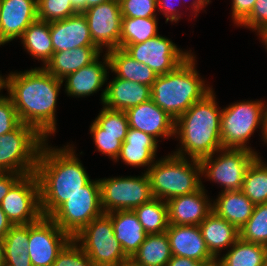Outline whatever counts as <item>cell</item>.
I'll return each mask as SVG.
<instances>
[{"label":"cell","mask_w":267,"mask_h":266,"mask_svg":"<svg viewBox=\"0 0 267 266\" xmlns=\"http://www.w3.org/2000/svg\"><path fill=\"white\" fill-rule=\"evenodd\" d=\"M205 266H219V264L217 261H215V262L208 264V265H205Z\"/></svg>","instance_id":"6f0895ef"},{"label":"cell","mask_w":267,"mask_h":266,"mask_svg":"<svg viewBox=\"0 0 267 266\" xmlns=\"http://www.w3.org/2000/svg\"><path fill=\"white\" fill-rule=\"evenodd\" d=\"M0 266H5L4 239L0 238Z\"/></svg>","instance_id":"f5cc1de1"},{"label":"cell","mask_w":267,"mask_h":266,"mask_svg":"<svg viewBox=\"0 0 267 266\" xmlns=\"http://www.w3.org/2000/svg\"><path fill=\"white\" fill-rule=\"evenodd\" d=\"M218 195L212 203L213 212L240 230L251 217L254 203L242 190L221 191Z\"/></svg>","instance_id":"484cf974"},{"label":"cell","mask_w":267,"mask_h":266,"mask_svg":"<svg viewBox=\"0 0 267 266\" xmlns=\"http://www.w3.org/2000/svg\"><path fill=\"white\" fill-rule=\"evenodd\" d=\"M49 29L54 53L77 47L96 46L82 12L60 21L50 22Z\"/></svg>","instance_id":"ffe728a7"},{"label":"cell","mask_w":267,"mask_h":266,"mask_svg":"<svg viewBox=\"0 0 267 266\" xmlns=\"http://www.w3.org/2000/svg\"><path fill=\"white\" fill-rule=\"evenodd\" d=\"M199 228L208 250L216 259L223 249L230 248L240 238L239 230L213 211L199 224Z\"/></svg>","instance_id":"cb8c5ba5"},{"label":"cell","mask_w":267,"mask_h":266,"mask_svg":"<svg viewBox=\"0 0 267 266\" xmlns=\"http://www.w3.org/2000/svg\"><path fill=\"white\" fill-rule=\"evenodd\" d=\"M256 0H232V20L240 25L251 13Z\"/></svg>","instance_id":"ee69618b"},{"label":"cell","mask_w":267,"mask_h":266,"mask_svg":"<svg viewBox=\"0 0 267 266\" xmlns=\"http://www.w3.org/2000/svg\"><path fill=\"white\" fill-rule=\"evenodd\" d=\"M267 104V103H266ZM262 141L267 144V106L264 111L263 128H262Z\"/></svg>","instance_id":"816d5d0a"},{"label":"cell","mask_w":267,"mask_h":266,"mask_svg":"<svg viewBox=\"0 0 267 266\" xmlns=\"http://www.w3.org/2000/svg\"><path fill=\"white\" fill-rule=\"evenodd\" d=\"M0 74V89H6L19 121L32 126L44 139L55 134L57 97L62 80L43 67Z\"/></svg>","instance_id":"6da1fadb"},{"label":"cell","mask_w":267,"mask_h":266,"mask_svg":"<svg viewBox=\"0 0 267 266\" xmlns=\"http://www.w3.org/2000/svg\"><path fill=\"white\" fill-rule=\"evenodd\" d=\"M146 173L153 197L164 201L193 193L203 185L200 160H190L173 153L156 160Z\"/></svg>","instance_id":"5b68a950"},{"label":"cell","mask_w":267,"mask_h":266,"mask_svg":"<svg viewBox=\"0 0 267 266\" xmlns=\"http://www.w3.org/2000/svg\"><path fill=\"white\" fill-rule=\"evenodd\" d=\"M216 153L200 160L202 176L221 185L223 192L241 190L247 169L259 155L233 148H222Z\"/></svg>","instance_id":"8fae6325"},{"label":"cell","mask_w":267,"mask_h":266,"mask_svg":"<svg viewBox=\"0 0 267 266\" xmlns=\"http://www.w3.org/2000/svg\"><path fill=\"white\" fill-rule=\"evenodd\" d=\"M210 2L211 0H193L191 3V8L194 12H191L197 17V13H199L201 10H204V7L207 6V4H210Z\"/></svg>","instance_id":"f907efd6"},{"label":"cell","mask_w":267,"mask_h":266,"mask_svg":"<svg viewBox=\"0 0 267 266\" xmlns=\"http://www.w3.org/2000/svg\"><path fill=\"white\" fill-rule=\"evenodd\" d=\"M157 17H122L120 49L126 45L142 43L158 35Z\"/></svg>","instance_id":"836d02e7"},{"label":"cell","mask_w":267,"mask_h":266,"mask_svg":"<svg viewBox=\"0 0 267 266\" xmlns=\"http://www.w3.org/2000/svg\"><path fill=\"white\" fill-rule=\"evenodd\" d=\"M212 89L175 120V138L181 144L174 155L201 160L222 149L221 113ZM187 155V156H186Z\"/></svg>","instance_id":"3957f363"},{"label":"cell","mask_w":267,"mask_h":266,"mask_svg":"<svg viewBox=\"0 0 267 266\" xmlns=\"http://www.w3.org/2000/svg\"><path fill=\"white\" fill-rule=\"evenodd\" d=\"M77 13L71 0H37V18L41 21H60Z\"/></svg>","instance_id":"74e56055"},{"label":"cell","mask_w":267,"mask_h":266,"mask_svg":"<svg viewBox=\"0 0 267 266\" xmlns=\"http://www.w3.org/2000/svg\"><path fill=\"white\" fill-rule=\"evenodd\" d=\"M52 266H96L81 247L71 239L58 253Z\"/></svg>","instance_id":"f35d334b"},{"label":"cell","mask_w":267,"mask_h":266,"mask_svg":"<svg viewBox=\"0 0 267 266\" xmlns=\"http://www.w3.org/2000/svg\"><path fill=\"white\" fill-rule=\"evenodd\" d=\"M133 211L147 234H161L168 229V206L166 201L152 198Z\"/></svg>","instance_id":"d6a6232c"},{"label":"cell","mask_w":267,"mask_h":266,"mask_svg":"<svg viewBox=\"0 0 267 266\" xmlns=\"http://www.w3.org/2000/svg\"><path fill=\"white\" fill-rule=\"evenodd\" d=\"M21 39L24 49L43 65L51 59L54 53L49 22L36 20L24 31Z\"/></svg>","instance_id":"4dcf8cb0"},{"label":"cell","mask_w":267,"mask_h":266,"mask_svg":"<svg viewBox=\"0 0 267 266\" xmlns=\"http://www.w3.org/2000/svg\"><path fill=\"white\" fill-rule=\"evenodd\" d=\"M6 43L8 42L3 38L2 31H1V12H0V46L5 45Z\"/></svg>","instance_id":"11a10c76"},{"label":"cell","mask_w":267,"mask_h":266,"mask_svg":"<svg viewBox=\"0 0 267 266\" xmlns=\"http://www.w3.org/2000/svg\"><path fill=\"white\" fill-rule=\"evenodd\" d=\"M93 43L103 52L120 48L122 15L119 0H110L82 11Z\"/></svg>","instance_id":"9a60e30c"},{"label":"cell","mask_w":267,"mask_h":266,"mask_svg":"<svg viewBox=\"0 0 267 266\" xmlns=\"http://www.w3.org/2000/svg\"><path fill=\"white\" fill-rule=\"evenodd\" d=\"M101 207L104 213L133 211L153 197L146 172L140 176L99 179Z\"/></svg>","instance_id":"30bf717a"},{"label":"cell","mask_w":267,"mask_h":266,"mask_svg":"<svg viewBox=\"0 0 267 266\" xmlns=\"http://www.w3.org/2000/svg\"><path fill=\"white\" fill-rule=\"evenodd\" d=\"M239 232L242 240L267 247V203L254 206L251 217Z\"/></svg>","instance_id":"8d00e7d4"},{"label":"cell","mask_w":267,"mask_h":266,"mask_svg":"<svg viewBox=\"0 0 267 266\" xmlns=\"http://www.w3.org/2000/svg\"><path fill=\"white\" fill-rule=\"evenodd\" d=\"M241 190L254 205L267 203V163L260 155L247 169Z\"/></svg>","instance_id":"e575fe53"},{"label":"cell","mask_w":267,"mask_h":266,"mask_svg":"<svg viewBox=\"0 0 267 266\" xmlns=\"http://www.w3.org/2000/svg\"><path fill=\"white\" fill-rule=\"evenodd\" d=\"M103 213L99 179H95L61 204L49 218L73 238L94 218Z\"/></svg>","instance_id":"9c48e42d"},{"label":"cell","mask_w":267,"mask_h":266,"mask_svg":"<svg viewBox=\"0 0 267 266\" xmlns=\"http://www.w3.org/2000/svg\"><path fill=\"white\" fill-rule=\"evenodd\" d=\"M158 141L151 135L134 128H128L125 140L122 142L120 153L114 162H121L132 167H148L156 162Z\"/></svg>","instance_id":"603a6c76"},{"label":"cell","mask_w":267,"mask_h":266,"mask_svg":"<svg viewBox=\"0 0 267 266\" xmlns=\"http://www.w3.org/2000/svg\"><path fill=\"white\" fill-rule=\"evenodd\" d=\"M195 57L192 53L174 71L158 75L151 86L153 102L175 120L213 89L196 70Z\"/></svg>","instance_id":"277c9868"},{"label":"cell","mask_w":267,"mask_h":266,"mask_svg":"<svg viewBox=\"0 0 267 266\" xmlns=\"http://www.w3.org/2000/svg\"><path fill=\"white\" fill-rule=\"evenodd\" d=\"M101 90L103 106L120 111H127L151 99V86L124 80L118 77Z\"/></svg>","instance_id":"7402d4cb"},{"label":"cell","mask_w":267,"mask_h":266,"mask_svg":"<svg viewBox=\"0 0 267 266\" xmlns=\"http://www.w3.org/2000/svg\"><path fill=\"white\" fill-rule=\"evenodd\" d=\"M1 31L7 42L21 38L37 18V0H0Z\"/></svg>","instance_id":"44dd1931"},{"label":"cell","mask_w":267,"mask_h":266,"mask_svg":"<svg viewBox=\"0 0 267 266\" xmlns=\"http://www.w3.org/2000/svg\"><path fill=\"white\" fill-rule=\"evenodd\" d=\"M129 128L151 135L158 142L159 137L175 136V119L156 105L152 99L125 111Z\"/></svg>","instance_id":"2e32d148"},{"label":"cell","mask_w":267,"mask_h":266,"mask_svg":"<svg viewBox=\"0 0 267 266\" xmlns=\"http://www.w3.org/2000/svg\"><path fill=\"white\" fill-rule=\"evenodd\" d=\"M47 142L46 140L40 148L35 171L39 181L43 217H49L92 180L72 144L55 148Z\"/></svg>","instance_id":"7a4b0ae2"},{"label":"cell","mask_w":267,"mask_h":266,"mask_svg":"<svg viewBox=\"0 0 267 266\" xmlns=\"http://www.w3.org/2000/svg\"><path fill=\"white\" fill-rule=\"evenodd\" d=\"M217 262L219 266H267V247L239 238Z\"/></svg>","instance_id":"f546056e"},{"label":"cell","mask_w":267,"mask_h":266,"mask_svg":"<svg viewBox=\"0 0 267 266\" xmlns=\"http://www.w3.org/2000/svg\"><path fill=\"white\" fill-rule=\"evenodd\" d=\"M122 17H157V0H119Z\"/></svg>","instance_id":"ab89813d"},{"label":"cell","mask_w":267,"mask_h":266,"mask_svg":"<svg viewBox=\"0 0 267 266\" xmlns=\"http://www.w3.org/2000/svg\"><path fill=\"white\" fill-rule=\"evenodd\" d=\"M100 53L103 52L97 46L77 47L59 51L53 53L51 59L42 67L56 78L62 80L68 74L92 63Z\"/></svg>","instance_id":"d4e9b609"},{"label":"cell","mask_w":267,"mask_h":266,"mask_svg":"<svg viewBox=\"0 0 267 266\" xmlns=\"http://www.w3.org/2000/svg\"><path fill=\"white\" fill-rule=\"evenodd\" d=\"M22 174L0 172V204L11 187L22 177Z\"/></svg>","instance_id":"bcb514c9"},{"label":"cell","mask_w":267,"mask_h":266,"mask_svg":"<svg viewBox=\"0 0 267 266\" xmlns=\"http://www.w3.org/2000/svg\"><path fill=\"white\" fill-rule=\"evenodd\" d=\"M20 123L11 99L8 96L0 94V136L11 132Z\"/></svg>","instance_id":"60d3db41"},{"label":"cell","mask_w":267,"mask_h":266,"mask_svg":"<svg viewBox=\"0 0 267 266\" xmlns=\"http://www.w3.org/2000/svg\"><path fill=\"white\" fill-rule=\"evenodd\" d=\"M72 238L49 217L29 224L28 254L32 266H52Z\"/></svg>","instance_id":"5bb4252c"},{"label":"cell","mask_w":267,"mask_h":266,"mask_svg":"<svg viewBox=\"0 0 267 266\" xmlns=\"http://www.w3.org/2000/svg\"><path fill=\"white\" fill-rule=\"evenodd\" d=\"M100 54L92 63L80 68L78 71L68 74L62 82H65V93L72 97H85L97 93L108 80L109 58L105 53L100 60ZM108 70V71H107Z\"/></svg>","instance_id":"d6986e66"},{"label":"cell","mask_w":267,"mask_h":266,"mask_svg":"<svg viewBox=\"0 0 267 266\" xmlns=\"http://www.w3.org/2000/svg\"><path fill=\"white\" fill-rule=\"evenodd\" d=\"M12 226V223L0 207V238H4Z\"/></svg>","instance_id":"681fc988"},{"label":"cell","mask_w":267,"mask_h":266,"mask_svg":"<svg viewBox=\"0 0 267 266\" xmlns=\"http://www.w3.org/2000/svg\"><path fill=\"white\" fill-rule=\"evenodd\" d=\"M0 207L12 225L38 222L43 215L36 173L22 176L3 198Z\"/></svg>","instance_id":"7c38bea8"},{"label":"cell","mask_w":267,"mask_h":266,"mask_svg":"<svg viewBox=\"0 0 267 266\" xmlns=\"http://www.w3.org/2000/svg\"><path fill=\"white\" fill-rule=\"evenodd\" d=\"M106 54L109 58V70L116 77L148 86L156 81L158 75L151 68L130 57L123 49H112Z\"/></svg>","instance_id":"83f0119b"},{"label":"cell","mask_w":267,"mask_h":266,"mask_svg":"<svg viewBox=\"0 0 267 266\" xmlns=\"http://www.w3.org/2000/svg\"><path fill=\"white\" fill-rule=\"evenodd\" d=\"M168 222L174 225H199L212 211V200L204 185L190 194L169 199Z\"/></svg>","instance_id":"ac0fdd59"},{"label":"cell","mask_w":267,"mask_h":266,"mask_svg":"<svg viewBox=\"0 0 267 266\" xmlns=\"http://www.w3.org/2000/svg\"><path fill=\"white\" fill-rule=\"evenodd\" d=\"M206 264L203 262H199L197 260L180 257L176 255H172L171 259L168 261L167 266H205Z\"/></svg>","instance_id":"7dc6e473"},{"label":"cell","mask_w":267,"mask_h":266,"mask_svg":"<svg viewBox=\"0 0 267 266\" xmlns=\"http://www.w3.org/2000/svg\"><path fill=\"white\" fill-rule=\"evenodd\" d=\"M45 141L32 126L25 123L0 136V172L23 176L34 173L40 148Z\"/></svg>","instance_id":"8992f818"},{"label":"cell","mask_w":267,"mask_h":266,"mask_svg":"<svg viewBox=\"0 0 267 266\" xmlns=\"http://www.w3.org/2000/svg\"><path fill=\"white\" fill-rule=\"evenodd\" d=\"M262 100L240 101L224 107L221 113V141L223 148L247 149L250 137L257 128H263L264 111L267 105Z\"/></svg>","instance_id":"52a82bcc"},{"label":"cell","mask_w":267,"mask_h":266,"mask_svg":"<svg viewBox=\"0 0 267 266\" xmlns=\"http://www.w3.org/2000/svg\"><path fill=\"white\" fill-rule=\"evenodd\" d=\"M261 37V41L262 43H264V45L266 46V50H267V28L259 34V38Z\"/></svg>","instance_id":"db71d44e"},{"label":"cell","mask_w":267,"mask_h":266,"mask_svg":"<svg viewBox=\"0 0 267 266\" xmlns=\"http://www.w3.org/2000/svg\"><path fill=\"white\" fill-rule=\"evenodd\" d=\"M3 239L5 266H32L27 251L29 224L13 225Z\"/></svg>","instance_id":"1f68e13d"},{"label":"cell","mask_w":267,"mask_h":266,"mask_svg":"<svg viewBox=\"0 0 267 266\" xmlns=\"http://www.w3.org/2000/svg\"><path fill=\"white\" fill-rule=\"evenodd\" d=\"M165 232L169 239L172 255L191 258L206 265L217 261L208 250L199 225L169 224Z\"/></svg>","instance_id":"e0dca14e"},{"label":"cell","mask_w":267,"mask_h":266,"mask_svg":"<svg viewBox=\"0 0 267 266\" xmlns=\"http://www.w3.org/2000/svg\"><path fill=\"white\" fill-rule=\"evenodd\" d=\"M96 266H122L130 260L116 239L107 213L94 218L72 238Z\"/></svg>","instance_id":"ba28073f"},{"label":"cell","mask_w":267,"mask_h":266,"mask_svg":"<svg viewBox=\"0 0 267 266\" xmlns=\"http://www.w3.org/2000/svg\"><path fill=\"white\" fill-rule=\"evenodd\" d=\"M107 1H110V0H71L74 8L78 12H82L83 10L88 9L89 7L99 5Z\"/></svg>","instance_id":"c3c4849f"},{"label":"cell","mask_w":267,"mask_h":266,"mask_svg":"<svg viewBox=\"0 0 267 266\" xmlns=\"http://www.w3.org/2000/svg\"><path fill=\"white\" fill-rule=\"evenodd\" d=\"M122 266H136V265L133 264L132 262L128 261L125 264H123Z\"/></svg>","instance_id":"9f6ffc18"},{"label":"cell","mask_w":267,"mask_h":266,"mask_svg":"<svg viewBox=\"0 0 267 266\" xmlns=\"http://www.w3.org/2000/svg\"><path fill=\"white\" fill-rule=\"evenodd\" d=\"M249 28L259 35L267 28V0H256L249 16L239 25Z\"/></svg>","instance_id":"b9f144b4"},{"label":"cell","mask_w":267,"mask_h":266,"mask_svg":"<svg viewBox=\"0 0 267 266\" xmlns=\"http://www.w3.org/2000/svg\"><path fill=\"white\" fill-rule=\"evenodd\" d=\"M129 128L125 111L113 110L103 106L98 116L90 125V134L120 135L123 142Z\"/></svg>","instance_id":"d590c367"},{"label":"cell","mask_w":267,"mask_h":266,"mask_svg":"<svg viewBox=\"0 0 267 266\" xmlns=\"http://www.w3.org/2000/svg\"><path fill=\"white\" fill-rule=\"evenodd\" d=\"M179 1V0H178ZM177 2V0H176ZM174 0H157V4H158V12H163L162 15H164L166 17V23L168 21L172 22H178L181 18V13H179V10L176 9V7H174ZM179 3V2H178Z\"/></svg>","instance_id":"f6af8a7d"},{"label":"cell","mask_w":267,"mask_h":266,"mask_svg":"<svg viewBox=\"0 0 267 266\" xmlns=\"http://www.w3.org/2000/svg\"><path fill=\"white\" fill-rule=\"evenodd\" d=\"M107 214L111 217L116 239L124 253L131 258L144 242L147 233L134 211H114Z\"/></svg>","instance_id":"4316f807"},{"label":"cell","mask_w":267,"mask_h":266,"mask_svg":"<svg viewBox=\"0 0 267 266\" xmlns=\"http://www.w3.org/2000/svg\"><path fill=\"white\" fill-rule=\"evenodd\" d=\"M123 50L157 75L174 71L192 54L191 50L183 51L172 40L159 34L145 42L126 45Z\"/></svg>","instance_id":"4fadbf2b"},{"label":"cell","mask_w":267,"mask_h":266,"mask_svg":"<svg viewBox=\"0 0 267 266\" xmlns=\"http://www.w3.org/2000/svg\"><path fill=\"white\" fill-rule=\"evenodd\" d=\"M172 253L166 232L147 234L144 242L130 258L136 266H167Z\"/></svg>","instance_id":"f1b7e54d"},{"label":"cell","mask_w":267,"mask_h":266,"mask_svg":"<svg viewBox=\"0 0 267 266\" xmlns=\"http://www.w3.org/2000/svg\"><path fill=\"white\" fill-rule=\"evenodd\" d=\"M91 136L98 152L107 155L112 161L117 159L122 146L120 135L91 134Z\"/></svg>","instance_id":"7bdbcfd3"}]
</instances>
